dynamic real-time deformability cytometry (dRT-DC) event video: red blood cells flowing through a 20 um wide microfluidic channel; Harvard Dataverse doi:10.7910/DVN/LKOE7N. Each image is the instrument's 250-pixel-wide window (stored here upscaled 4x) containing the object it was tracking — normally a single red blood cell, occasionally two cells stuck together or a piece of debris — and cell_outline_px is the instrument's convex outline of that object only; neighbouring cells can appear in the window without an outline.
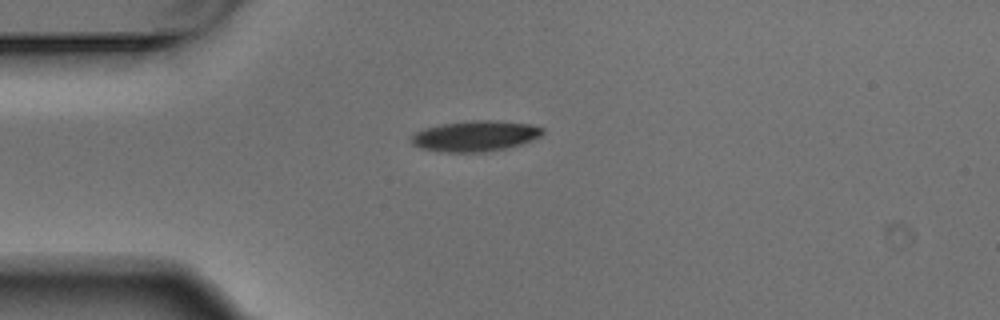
{"species": "Egyptian fruit bat (a non-hibernating species)", "species_latin": "Rousettus aegyptiacus", "temperature_condition": "warm", "stored_images_in_passage": 1, "camera_frame_rate_fps": 3000, "um_per_image_px": 0.085, "animal": {"sex": "male"}, "frame": {"image": 1, "passage_image": 1, "time_ms": 0.0, "image_size_px": [1000, 320], "cell_outline_px": [[544, 132], [540, 136], [532, 140], [520, 144], [504, 148], [484, 152], [440, 152], [420, 148], [412, 144], [412, 136], [416, 132], [424, 128], [444, 124], [472, 120], [496, 120], [528, 124], [544, 128]], "centroid_in_image_um": [40.39, 11.56], "position_along_channel_um": 44.6, "area_um2": 23.29}}